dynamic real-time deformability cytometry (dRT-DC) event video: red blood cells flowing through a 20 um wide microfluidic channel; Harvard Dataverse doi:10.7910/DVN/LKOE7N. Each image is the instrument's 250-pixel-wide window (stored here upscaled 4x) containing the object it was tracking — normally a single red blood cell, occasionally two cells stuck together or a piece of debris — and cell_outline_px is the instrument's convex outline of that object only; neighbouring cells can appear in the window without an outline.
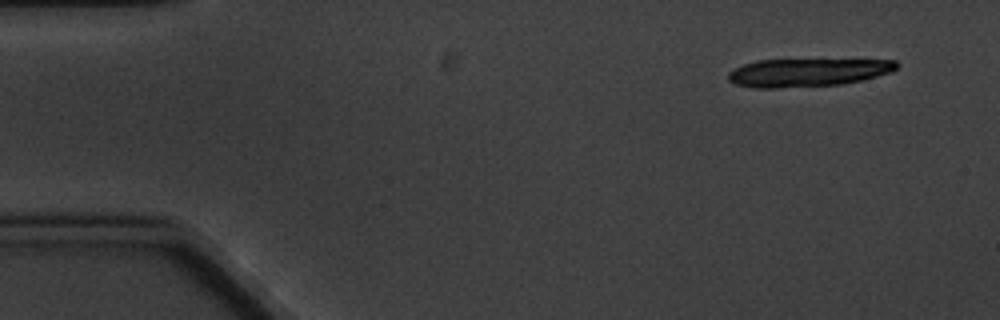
{"species": "common noctule bat (a hibernating species)", "species_latin": "Nyctalus noctula", "temperature_condition": "cold", "stored_images_in_passage": 5, "camera_frame_rate_fps": 3000, "um_per_image_px": 0.085, "animal": {"sex": "male", "body_mass_g": 20.1, "forearm_length_mm": 53.5}, "frame": {"image": 1, "passage_image": 1, "time_ms": 0.0, "image_size_px": [1000, 320], "cell_outline_px": [[900, 64], [892, 72], [860, 80], [840, 84], [776, 88], [752, 88], [736, 84], [728, 80], [728, 72], [744, 64], [756, 60], [896, 60]], "centroid_in_image_um": [68.62, 6.16], "position_along_channel_um": 16.4, "area_um2": 27.34}}